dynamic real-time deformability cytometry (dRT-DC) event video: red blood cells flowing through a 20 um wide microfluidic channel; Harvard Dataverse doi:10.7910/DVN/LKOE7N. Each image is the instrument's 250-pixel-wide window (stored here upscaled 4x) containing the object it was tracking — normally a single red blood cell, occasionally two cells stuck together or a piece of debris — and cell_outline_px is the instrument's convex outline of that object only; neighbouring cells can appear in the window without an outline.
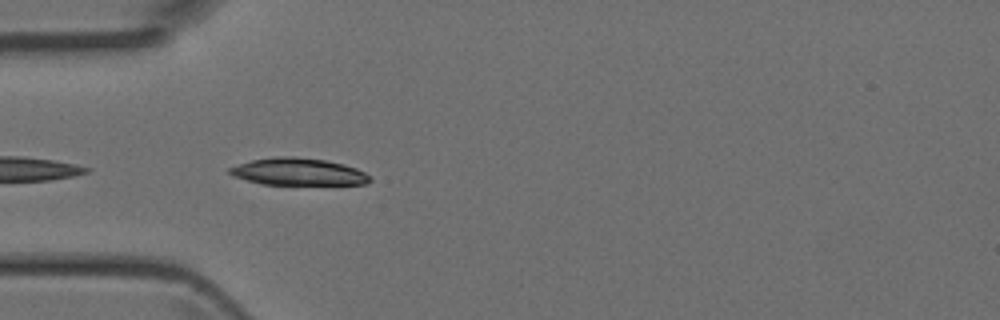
{"species": "Egyptian fruit bat (a non-hibernating species)", "species_latin": "Rousettus aegyptiacus", "temperature_condition": "room temperature", "stored_images_in_passage": 7, "camera_frame_rate_fps": 3000, "um_per_image_px": 0.085, "animal": {"sex": "female"}, "frame": {"image": 1, "passage_image": 5, "time_ms": 1.333, "image_size_px": [1000, 320], "cell_outline_px": [[372, 180], [364, 184], [260, 184], [232, 176], [228, 172], [228, 168], [252, 160], [276, 156], [292, 156], [324, 160], [344, 164], [356, 168], [364, 172]], "centroid_in_image_um": [25.31, 14.6], "position_along_channel_um": 59.7, "area_um2": 22.02}}
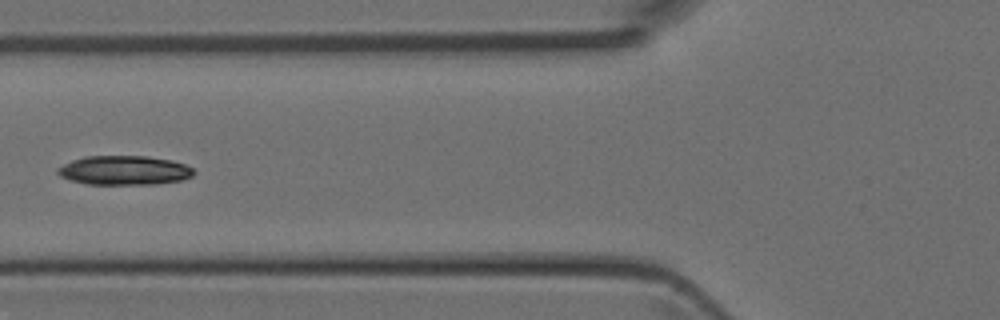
{"frame": {"image": 2, "passage_image": 6, "time_ms": 1.667, "image_size_px": [1000, 320], "cell_outline_px": [[196, 172], [192, 176], [180, 180], [156, 184], [88, 184], [72, 180], [60, 176], [56, 172], [56, 168], [72, 160], [84, 156], [148, 156], [172, 160], [184, 164], [192, 168]], "centroid_in_image_um": [10.56, 14.47], "position_along_channel_um": 115.2, "area_um2": 23.18}}
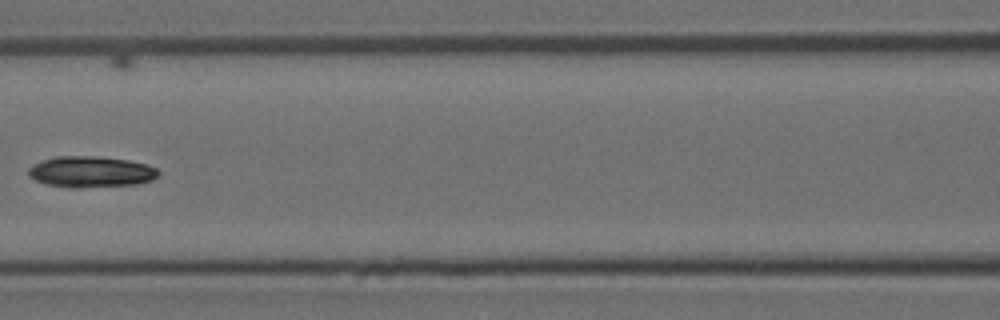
{"frame": {"image": 3, "passage_image": 7, "time_ms": 2.0, "image_size_px": [1000, 320], "cell_outline_px": [[160, 176], [152, 180], [136, 184], [80, 188], [68, 188], [48, 184], [36, 180], [28, 176], [28, 168], [32, 164], [56, 156], [96, 156], [128, 160], [144, 164], [156, 168], [160, 172]], "centroid_in_image_um": [7.72, 14.61], "position_along_channel_um": 158.9, "area_um2": 23.64}}